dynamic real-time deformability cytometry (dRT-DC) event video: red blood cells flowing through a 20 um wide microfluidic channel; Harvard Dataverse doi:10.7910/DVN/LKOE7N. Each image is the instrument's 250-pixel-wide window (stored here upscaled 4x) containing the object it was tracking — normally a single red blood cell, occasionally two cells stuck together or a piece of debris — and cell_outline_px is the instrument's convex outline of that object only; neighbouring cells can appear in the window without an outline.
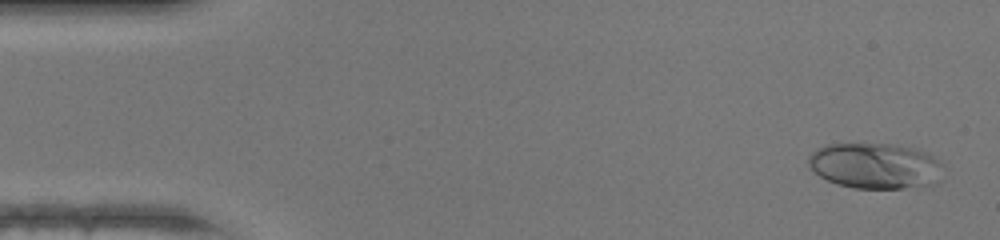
{"species": "human", "species_latin": "Homo sapiens", "temperature_condition": "warm", "stored_images_in_passage": 47, "camera_frame_rate_fps": 3000, "um_per_image_px": 0.085, "donor": {"sex": "female"}, "frame": {"image": 1, "passage_image": 2, "time_ms": 0.333, "image_size_px": [1000, 240], "cell_outline_px": [[944, 164], [940, 180], [936, 184], [900, 188], [856, 188], [836, 184], [820, 176], [808, 164], [808, 156], [812, 152], [828, 144], [888, 144], [912, 148], [928, 152], [940, 160]], "centroid_in_image_um": [74.45, 14.1], "position_along_channel_um": 10.5, "area_um2": 35.95}}
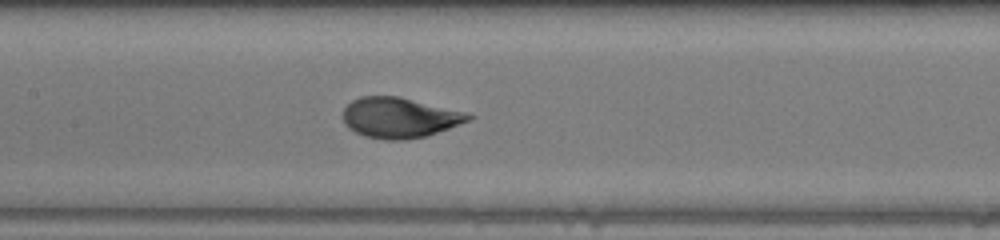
{"frame": {"image": 2, "passage_image": 22, "time_ms": 7.0, "image_size_px": [1000, 240], "cell_outline_px": [[476, 116], [460, 124], [428, 136], [404, 140], [384, 140], [364, 136], [348, 128], [344, 124], [344, 108], [352, 100], [360, 96], [400, 96], [464, 112]], "centroid_in_image_um": [33.94, 10.01], "position_along_channel_um": 173.5, "area_um2": 29.54}}
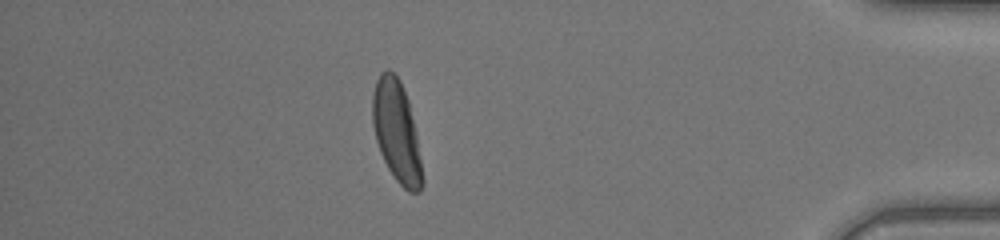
{"frame": {"image": 3, "passage_image": 41, "time_ms": 13.333, "image_size_px": [1000, 240], "cell_outline_px": [[424, 184], [420, 192], [408, 192], [396, 180], [388, 168], [380, 152], [376, 140], [372, 124], [372, 92], [376, 80], [380, 72], [388, 68], [400, 80], [408, 100], [416, 136], [424, 180]], "centroid_in_image_um": [33.69, 11.18], "position_along_channel_um": 401.5, "area_um2": 29.25}, "authors_computed_cell_mechanics": {"area_um2": 29.7092, "velocity_mm_per_s": 4.3429, "shape_relaxation_time_tau1_ms": 3.2808, "shape_relaxation_time_tau2_ms": null, "deformation_change_tau1": 0.1893, "deformation_change_tau2": null}}